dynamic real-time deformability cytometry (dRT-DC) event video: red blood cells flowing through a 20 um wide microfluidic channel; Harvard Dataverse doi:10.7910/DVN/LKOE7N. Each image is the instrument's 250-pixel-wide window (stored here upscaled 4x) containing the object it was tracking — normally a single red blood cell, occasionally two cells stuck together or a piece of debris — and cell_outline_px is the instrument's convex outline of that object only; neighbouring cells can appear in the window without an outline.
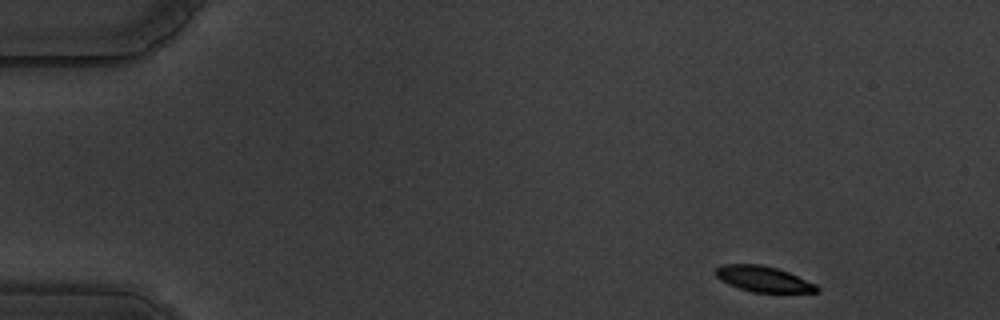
{"species": "common noctule bat (a hibernating species)", "species_latin": "Nyctalus noctula", "temperature_condition": "warm", "stored_images_in_passage": 53, "camera_frame_rate_fps": 3000, "um_per_image_px": 0.085, "animal": {"sex": "male", "body_mass_g": 19.5, "forearm_length_mm": 54.6}, "frame": {"image": 1, "passage_image": 1, "time_ms": 0.0, "image_size_px": [1000, 320], "cell_outline_px": [[820, 292], [752, 292], [728, 284], [720, 280], [712, 272], [716, 268], [724, 264], [760, 264], [776, 268], [788, 272], [816, 284], [820, 288]], "centroid_in_image_um": [64.86, 23.71], "position_along_channel_um": 20.1, "area_um2": 15.14}}
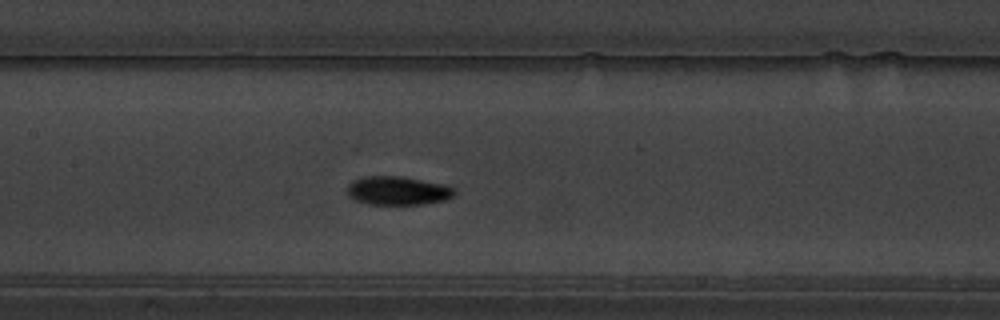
{"frame": {"image": 2, "passage_image": 23, "time_ms": 7.333, "image_size_px": [1000, 320], "cell_outline_px": [[456, 196], [448, 200], [424, 204], [368, 204], [352, 200], [348, 196], [348, 184], [352, 180], [364, 176], [400, 176], [448, 184], [456, 188]], "centroid_in_image_um": [33.87, 16.21], "position_along_channel_um": 173.5, "area_um2": 18.44}}
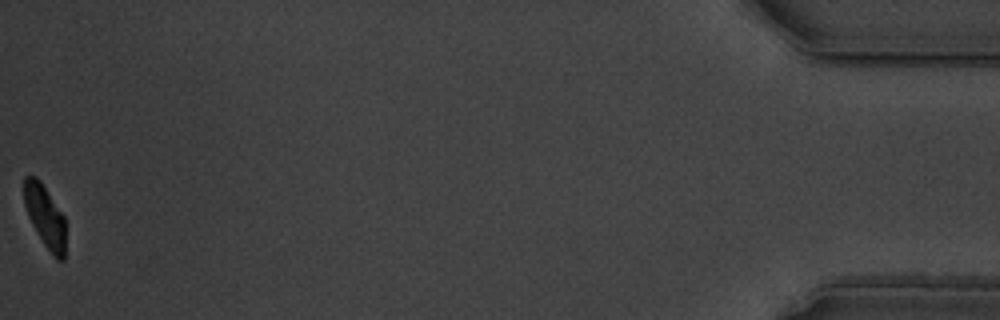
{"frame": {"image": 3, "passage_image": 53, "time_ms": 17.333, "image_size_px": [1000, 320], "cell_outline_px": [[64, 260], [56, 260], [52, 256], [44, 244], [32, 224], [28, 216], [24, 204], [24, 176], [36, 176], [40, 180], [64, 216]], "centroid_in_image_um": [3.81, 18.38], "position_along_channel_um": 431.4, "area_um2": 14.91}, "authors_computed_cell_mechanics": {"area_um2": 17.051, "velocity_mm_per_s": 3.4905, "shape_relaxation_time_tau1_ms": 2.8225, "shape_relaxation_time_tau2_ms": null, "deformation_change_tau1": 0.1559, "deformation_change_tau2": null}}